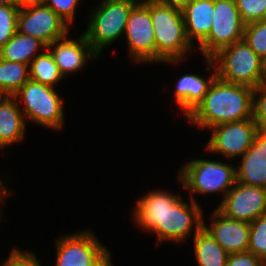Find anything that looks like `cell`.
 Wrapping results in <instances>:
<instances>
[{
	"instance_id": "33",
	"label": "cell",
	"mask_w": 266,
	"mask_h": 266,
	"mask_svg": "<svg viewBox=\"0 0 266 266\" xmlns=\"http://www.w3.org/2000/svg\"><path fill=\"white\" fill-rule=\"evenodd\" d=\"M157 1L182 10L186 5H188L193 0H157Z\"/></svg>"
},
{
	"instance_id": "13",
	"label": "cell",
	"mask_w": 266,
	"mask_h": 266,
	"mask_svg": "<svg viewBox=\"0 0 266 266\" xmlns=\"http://www.w3.org/2000/svg\"><path fill=\"white\" fill-rule=\"evenodd\" d=\"M217 209L229 218L250 223L266 214V188L236 181Z\"/></svg>"
},
{
	"instance_id": "6",
	"label": "cell",
	"mask_w": 266,
	"mask_h": 266,
	"mask_svg": "<svg viewBox=\"0 0 266 266\" xmlns=\"http://www.w3.org/2000/svg\"><path fill=\"white\" fill-rule=\"evenodd\" d=\"M180 194L164 190V214L162 224H157L149 233L157 236L156 244L162 241L185 242L194 229V235L203 228V209L198 202L184 201Z\"/></svg>"
},
{
	"instance_id": "37",
	"label": "cell",
	"mask_w": 266,
	"mask_h": 266,
	"mask_svg": "<svg viewBox=\"0 0 266 266\" xmlns=\"http://www.w3.org/2000/svg\"><path fill=\"white\" fill-rule=\"evenodd\" d=\"M263 65V80L266 82V58L262 60Z\"/></svg>"
},
{
	"instance_id": "19",
	"label": "cell",
	"mask_w": 266,
	"mask_h": 266,
	"mask_svg": "<svg viewBox=\"0 0 266 266\" xmlns=\"http://www.w3.org/2000/svg\"><path fill=\"white\" fill-rule=\"evenodd\" d=\"M13 96L0 98V149L23 140L27 120Z\"/></svg>"
},
{
	"instance_id": "39",
	"label": "cell",
	"mask_w": 266,
	"mask_h": 266,
	"mask_svg": "<svg viewBox=\"0 0 266 266\" xmlns=\"http://www.w3.org/2000/svg\"><path fill=\"white\" fill-rule=\"evenodd\" d=\"M5 200H6V199H0V204L5 203V202H4ZM0 211H1V209H0ZM1 213H2V211L0 212V215H2ZM2 217H3V216H0V220H1Z\"/></svg>"
},
{
	"instance_id": "1",
	"label": "cell",
	"mask_w": 266,
	"mask_h": 266,
	"mask_svg": "<svg viewBox=\"0 0 266 266\" xmlns=\"http://www.w3.org/2000/svg\"><path fill=\"white\" fill-rule=\"evenodd\" d=\"M253 89L231 84L217 76L205 97L186 117L189 123L202 129L253 119Z\"/></svg>"
},
{
	"instance_id": "32",
	"label": "cell",
	"mask_w": 266,
	"mask_h": 266,
	"mask_svg": "<svg viewBox=\"0 0 266 266\" xmlns=\"http://www.w3.org/2000/svg\"><path fill=\"white\" fill-rule=\"evenodd\" d=\"M226 266H266V263L247 251L229 254Z\"/></svg>"
},
{
	"instance_id": "30",
	"label": "cell",
	"mask_w": 266,
	"mask_h": 266,
	"mask_svg": "<svg viewBox=\"0 0 266 266\" xmlns=\"http://www.w3.org/2000/svg\"><path fill=\"white\" fill-rule=\"evenodd\" d=\"M80 0H43L45 6L50 7L69 25L74 23L76 8Z\"/></svg>"
},
{
	"instance_id": "7",
	"label": "cell",
	"mask_w": 266,
	"mask_h": 266,
	"mask_svg": "<svg viewBox=\"0 0 266 266\" xmlns=\"http://www.w3.org/2000/svg\"><path fill=\"white\" fill-rule=\"evenodd\" d=\"M13 97L23 104L20 109L25 119L48 129L58 131L62 128L64 101L54 87L29 79Z\"/></svg>"
},
{
	"instance_id": "26",
	"label": "cell",
	"mask_w": 266,
	"mask_h": 266,
	"mask_svg": "<svg viewBox=\"0 0 266 266\" xmlns=\"http://www.w3.org/2000/svg\"><path fill=\"white\" fill-rule=\"evenodd\" d=\"M243 39L262 60L266 58V20L245 24Z\"/></svg>"
},
{
	"instance_id": "31",
	"label": "cell",
	"mask_w": 266,
	"mask_h": 266,
	"mask_svg": "<svg viewBox=\"0 0 266 266\" xmlns=\"http://www.w3.org/2000/svg\"><path fill=\"white\" fill-rule=\"evenodd\" d=\"M41 260L37 259L35 253L12 248L7 260L1 266H42Z\"/></svg>"
},
{
	"instance_id": "2",
	"label": "cell",
	"mask_w": 266,
	"mask_h": 266,
	"mask_svg": "<svg viewBox=\"0 0 266 266\" xmlns=\"http://www.w3.org/2000/svg\"><path fill=\"white\" fill-rule=\"evenodd\" d=\"M148 10L155 33L156 63L180 64L193 49L185 32L182 10L148 0Z\"/></svg>"
},
{
	"instance_id": "8",
	"label": "cell",
	"mask_w": 266,
	"mask_h": 266,
	"mask_svg": "<svg viewBox=\"0 0 266 266\" xmlns=\"http://www.w3.org/2000/svg\"><path fill=\"white\" fill-rule=\"evenodd\" d=\"M245 23L236 0H214V17L208 37L198 46L204 58L243 39Z\"/></svg>"
},
{
	"instance_id": "36",
	"label": "cell",
	"mask_w": 266,
	"mask_h": 266,
	"mask_svg": "<svg viewBox=\"0 0 266 266\" xmlns=\"http://www.w3.org/2000/svg\"><path fill=\"white\" fill-rule=\"evenodd\" d=\"M0 5L12 6L17 7V0H0Z\"/></svg>"
},
{
	"instance_id": "35",
	"label": "cell",
	"mask_w": 266,
	"mask_h": 266,
	"mask_svg": "<svg viewBox=\"0 0 266 266\" xmlns=\"http://www.w3.org/2000/svg\"><path fill=\"white\" fill-rule=\"evenodd\" d=\"M11 192L12 191H9L5 188V185L3 184H0V199H5L7 198L8 196L11 195ZM10 194V195H9Z\"/></svg>"
},
{
	"instance_id": "15",
	"label": "cell",
	"mask_w": 266,
	"mask_h": 266,
	"mask_svg": "<svg viewBox=\"0 0 266 266\" xmlns=\"http://www.w3.org/2000/svg\"><path fill=\"white\" fill-rule=\"evenodd\" d=\"M47 49L52 54L63 77L82 70L88 60H96L99 57L91 48L84 34L77 39L66 36L56 40L48 45Z\"/></svg>"
},
{
	"instance_id": "38",
	"label": "cell",
	"mask_w": 266,
	"mask_h": 266,
	"mask_svg": "<svg viewBox=\"0 0 266 266\" xmlns=\"http://www.w3.org/2000/svg\"><path fill=\"white\" fill-rule=\"evenodd\" d=\"M110 256L101 266H112L111 258Z\"/></svg>"
},
{
	"instance_id": "34",
	"label": "cell",
	"mask_w": 266,
	"mask_h": 266,
	"mask_svg": "<svg viewBox=\"0 0 266 266\" xmlns=\"http://www.w3.org/2000/svg\"><path fill=\"white\" fill-rule=\"evenodd\" d=\"M41 4H43V0H17V5L19 9L27 6L41 5Z\"/></svg>"
},
{
	"instance_id": "16",
	"label": "cell",
	"mask_w": 266,
	"mask_h": 266,
	"mask_svg": "<svg viewBox=\"0 0 266 266\" xmlns=\"http://www.w3.org/2000/svg\"><path fill=\"white\" fill-rule=\"evenodd\" d=\"M236 167V181L266 188V129H259L253 144Z\"/></svg>"
},
{
	"instance_id": "25",
	"label": "cell",
	"mask_w": 266,
	"mask_h": 266,
	"mask_svg": "<svg viewBox=\"0 0 266 266\" xmlns=\"http://www.w3.org/2000/svg\"><path fill=\"white\" fill-rule=\"evenodd\" d=\"M248 252L266 263V214L250 222Z\"/></svg>"
},
{
	"instance_id": "27",
	"label": "cell",
	"mask_w": 266,
	"mask_h": 266,
	"mask_svg": "<svg viewBox=\"0 0 266 266\" xmlns=\"http://www.w3.org/2000/svg\"><path fill=\"white\" fill-rule=\"evenodd\" d=\"M19 8L0 5V49L17 32Z\"/></svg>"
},
{
	"instance_id": "24",
	"label": "cell",
	"mask_w": 266,
	"mask_h": 266,
	"mask_svg": "<svg viewBox=\"0 0 266 266\" xmlns=\"http://www.w3.org/2000/svg\"><path fill=\"white\" fill-rule=\"evenodd\" d=\"M29 77L32 81L54 88H56V84L64 78L48 49L30 62Z\"/></svg>"
},
{
	"instance_id": "10",
	"label": "cell",
	"mask_w": 266,
	"mask_h": 266,
	"mask_svg": "<svg viewBox=\"0 0 266 266\" xmlns=\"http://www.w3.org/2000/svg\"><path fill=\"white\" fill-rule=\"evenodd\" d=\"M124 36L133 62H156L155 33L148 0L138 1L133 6L126 22Z\"/></svg>"
},
{
	"instance_id": "11",
	"label": "cell",
	"mask_w": 266,
	"mask_h": 266,
	"mask_svg": "<svg viewBox=\"0 0 266 266\" xmlns=\"http://www.w3.org/2000/svg\"><path fill=\"white\" fill-rule=\"evenodd\" d=\"M70 25L50 7L32 5L19 9L17 31L44 42L47 46L69 35Z\"/></svg>"
},
{
	"instance_id": "23",
	"label": "cell",
	"mask_w": 266,
	"mask_h": 266,
	"mask_svg": "<svg viewBox=\"0 0 266 266\" xmlns=\"http://www.w3.org/2000/svg\"><path fill=\"white\" fill-rule=\"evenodd\" d=\"M29 79L28 64L0 58V95L13 96Z\"/></svg>"
},
{
	"instance_id": "29",
	"label": "cell",
	"mask_w": 266,
	"mask_h": 266,
	"mask_svg": "<svg viewBox=\"0 0 266 266\" xmlns=\"http://www.w3.org/2000/svg\"><path fill=\"white\" fill-rule=\"evenodd\" d=\"M260 94V95H259ZM253 120L261 129H266V82L253 89Z\"/></svg>"
},
{
	"instance_id": "14",
	"label": "cell",
	"mask_w": 266,
	"mask_h": 266,
	"mask_svg": "<svg viewBox=\"0 0 266 266\" xmlns=\"http://www.w3.org/2000/svg\"><path fill=\"white\" fill-rule=\"evenodd\" d=\"M211 219V226L203 221V227L228 254L248 251L250 223L229 218L217 208Z\"/></svg>"
},
{
	"instance_id": "5",
	"label": "cell",
	"mask_w": 266,
	"mask_h": 266,
	"mask_svg": "<svg viewBox=\"0 0 266 266\" xmlns=\"http://www.w3.org/2000/svg\"><path fill=\"white\" fill-rule=\"evenodd\" d=\"M137 2L138 0H102L90 11L87 29L83 34L98 56L104 48L125 34L127 19Z\"/></svg>"
},
{
	"instance_id": "17",
	"label": "cell",
	"mask_w": 266,
	"mask_h": 266,
	"mask_svg": "<svg viewBox=\"0 0 266 266\" xmlns=\"http://www.w3.org/2000/svg\"><path fill=\"white\" fill-rule=\"evenodd\" d=\"M207 61V73L211 71L208 79L201 77L197 74H185L175 84L174 89V101L178 107L183 111L185 117H187L196 106L203 100L205 97L211 83L215 79L216 68L211 58H205ZM215 70V71H214ZM214 71V72H213Z\"/></svg>"
},
{
	"instance_id": "12",
	"label": "cell",
	"mask_w": 266,
	"mask_h": 266,
	"mask_svg": "<svg viewBox=\"0 0 266 266\" xmlns=\"http://www.w3.org/2000/svg\"><path fill=\"white\" fill-rule=\"evenodd\" d=\"M212 135L206 146L209 153H218L232 160L243 156L253 144L260 129L253 119L233 121L211 127Z\"/></svg>"
},
{
	"instance_id": "4",
	"label": "cell",
	"mask_w": 266,
	"mask_h": 266,
	"mask_svg": "<svg viewBox=\"0 0 266 266\" xmlns=\"http://www.w3.org/2000/svg\"><path fill=\"white\" fill-rule=\"evenodd\" d=\"M179 170V183L189 190L190 194L192 192L191 200L195 202V193H223L224 198L236 182V166L221 160L194 158L184 163Z\"/></svg>"
},
{
	"instance_id": "28",
	"label": "cell",
	"mask_w": 266,
	"mask_h": 266,
	"mask_svg": "<svg viewBox=\"0 0 266 266\" xmlns=\"http://www.w3.org/2000/svg\"><path fill=\"white\" fill-rule=\"evenodd\" d=\"M236 4L245 24L266 20V0H236Z\"/></svg>"
},
{
	"instance_id": "9",
	"label": "cell",
	"mask_w": 266,
	"mask_h": 266,
	"mask_svg": "<svg viewBox=\"0 0 266 266\" xmlns=\"http://www.w3.org/2000/svg\"><path fill=\"white\" fill-rule=\"evenodd\" d=\"M55 242V266H101L111 256L90 229L64 235Z\"/></svg>"
},
{
	"instance_id": "3",
	"label": "cell",
	"mask_w": 266,
	"mask_h": 266,
	"mask_svg": "<svg viewBox=\"0 0 266 266\" xmlns=\"http://www.w3.org/2000/svg\"><path fill=\"white\" fill-rule=\"evenodd\" d=\"M211 59L217 77L223 81L251 89L264 81L262 59L244 39L220 49Z\"/></svg>"
},
{
	"instance_id": "20",
	"label": "cell",
	"mask_w": 266,
	"mask_h": 266,
	"mask_svg": "<svg viewBox=\"0 0 266 266\" xmlns=\"http://www.w3.org/2000/svg\"><path fill=\"white\" fill-rule=\"evenodd\" d=\"M41 49L43 51L47 49V45L44 42L17 31L0 49V58L29 65L36 56L43 52Z\"/></svg>"
},
{
	"instance_id": "22",
	"label": "cell",
	"mask_w": 266,
	"mask_h": 266,
	"mask_svg": "<svg viewBox=\"0 0 266 266\" xmlns=\"http://www.w3.org/2000/svg\"><path fill=\"white\" fill-rule=\"evenodd\" d=\"M194 254L199 266H226L229 254L203 227L193 236Z\"/></svg>"
},
{
	"instance_id": "18",
	"label": "cell",
	"mask_w": 266,
	"mask_h": 266,
	"mask_svg": "<svg viewBox=\"0 0 266 266\" xmlns=\"http://www.w3.org/2000/svg\"><path fill=\"white\" fill-rule=\"evenodd\" d=\"M187 39L198 46L208 37L214 17V0H193L182 9Z\"/></svg>"
},
{
	"instance_id": "21",
	"label": "cell",
	"mask_w": 266,
	"mask_h": 266,
	"mask_svg": "<svg viewBox=\"0 0 266 266\" xmlns=\"http://www.w3.org/2000/svg\"><path fill=\"white\" fill-rule=\"evenodd\" d=\"M134 220L140 229L150 232L157 224H162L164 214V190L150 191L136 201Z\"/></svg>"
}]
</instances>
